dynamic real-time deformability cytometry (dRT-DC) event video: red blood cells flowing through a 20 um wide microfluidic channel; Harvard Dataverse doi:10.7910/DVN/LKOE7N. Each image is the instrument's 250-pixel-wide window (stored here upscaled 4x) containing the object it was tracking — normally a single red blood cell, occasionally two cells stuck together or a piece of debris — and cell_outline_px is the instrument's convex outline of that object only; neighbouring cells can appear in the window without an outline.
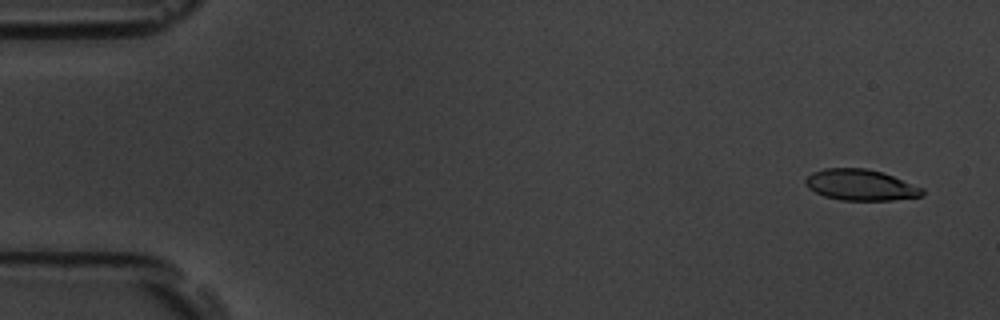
{"species": "common noctule bat (a hibernating species)", "species_latin": "Nyctalus noctula", "temperature_condition": "room temperature", "stored_images_in_passage": 56, "camera_frame_rate_fps": 3000, "um_per_image_px": 0.085, "animal": {"sex": "male", "body_mass_g": 19.5, "forearm_length_mm": 54.6}, "frame": {"image": 1, "passage_image": 3, "time_ms": 0.667, "image_size_px": [1000, 320], "cell_outline_px": [[924, 196], [892, 200], [840, 200], [824, 196], [808, 188], [804, 184], [804, 180], [812, 172], [824, 168], [864, 168], [880, 172], [892, 176], [924, 188]], "centroid_in_image_um": [73.14, 15.73], "position_along_channel_um": 11.9, "area_um2": 21.1}}
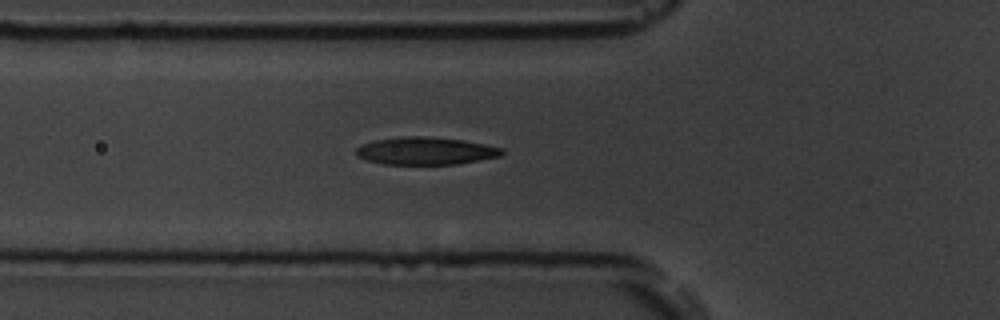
{"frame": {"image": 2, "passage_image": 20, "time_ms": 6.333, "image_size_px": [1000, 320], "cell_outline_px": [[504, 152], [500, 156], [456, 164], [384, 164], [368, 160], [356, 156], [356, 148], [360, 144], [376, 140], [404, 136], [424, 136], [464, 140], [504, 148]], "centroid_in_image_um": [36.17, 12.82], "position_along_channel_um": 89.6, "area_um2": 23.35}}
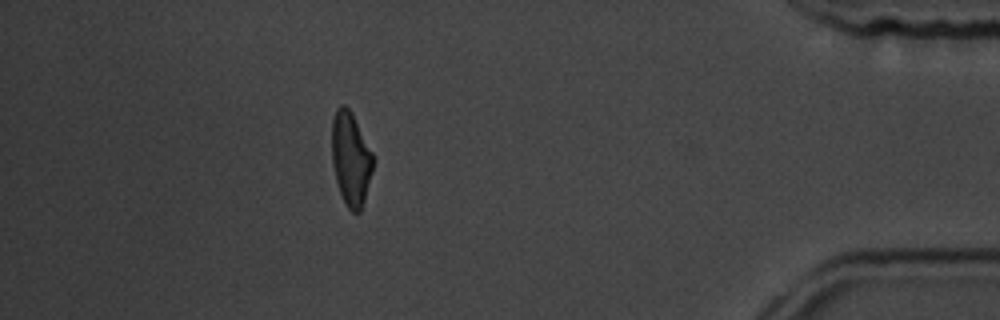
{"frame": {"image": 3, "passage_image": 50, "time_ms": 16.333, "image_size_px": [1000, 320], "cell_outline_px": [[376, 160], [364, 200], [360, 212], [352, 212], [348, 208], [340, 192], [336, 180], [332, 164], [332, 120], [336, 108], [340, 104], [344, 104], [352, 112]], "centroid_in_image_um": [29.83, 13.47], "position_along_channel_um": 405.4, "area_um2": 22.6}, "authors_computed_cell_mechanics": {"area_um2": 22.7732, "velocity_mm_per_s": 3.6366, "shape_relaxation_time_tau1_ms": 4.0189, "shape_relaxation_time_tau2_ms": 2.1986, "deformation_change_tau1": 0.1628, "deformation_change_tau2": 0.0937}}